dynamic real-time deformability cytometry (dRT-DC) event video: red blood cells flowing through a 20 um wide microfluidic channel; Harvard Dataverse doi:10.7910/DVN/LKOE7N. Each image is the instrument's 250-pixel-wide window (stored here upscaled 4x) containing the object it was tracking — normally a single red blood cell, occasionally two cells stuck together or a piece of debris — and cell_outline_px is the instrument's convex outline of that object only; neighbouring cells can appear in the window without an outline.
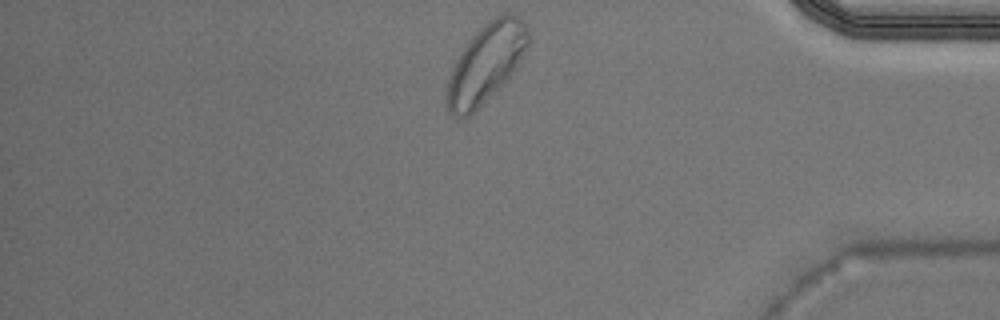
{"species": "Egyptian fruit bat (a non-hibernating species)", "species_latin": "Rousettus aegyptiacus", "temperature_condition": "warm", "stored_images_in_passage": 27, "camera_frame_rate_fps": 3000, "um_per_image_px": 0.085, "animal": {"sex": "male"}, "frame": {"image": 1, "passage_image": 27, "time_ms": 8.667, "image_size_px": [1000, 320], "cell_outline_px": [[528, 48], [516, 68], [468, 116], [452, 116], [448, 112], [444, 104], [444, 96], [448, 80], [452, 68], [456, 60], [464, 48], [476, 32], [488, 20], [500, 12], [508, 12], [520, 16], [528, 28]], "centroid_in_image_um": [41.29, 5.33], "position_along_channel_um": 393.9, "area_um2": 36.82}}